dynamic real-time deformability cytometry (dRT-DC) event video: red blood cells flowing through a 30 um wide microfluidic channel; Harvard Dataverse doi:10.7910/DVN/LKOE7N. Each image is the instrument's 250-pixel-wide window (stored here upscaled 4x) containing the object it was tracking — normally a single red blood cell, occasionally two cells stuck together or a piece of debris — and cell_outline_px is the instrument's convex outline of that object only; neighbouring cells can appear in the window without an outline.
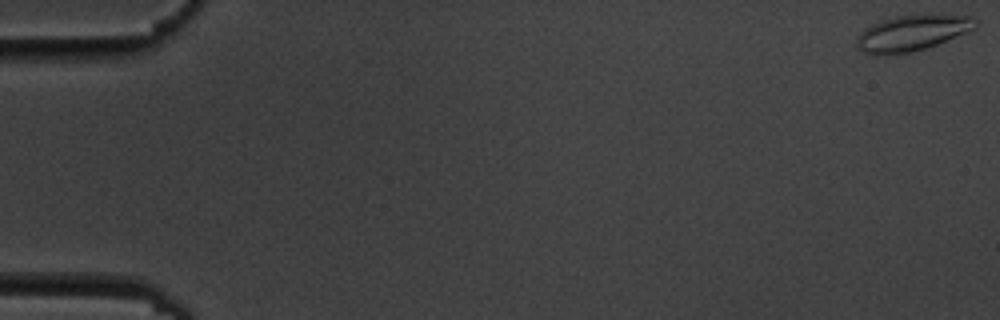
{"species": "common noctule bat (a hibernating species)", "species_latin": "Nyctalus noctula", "temperature_condition": "cold", "stored_images_in_passage": 57, "camera_frame_rate_fps": 3000, "um_per_image_px": 0.085, "animal": {"sex": "male", "body_mass_g": 19.5, "forearm_length_mm": 54.6}, "frame": {"image": 1, "passage_image": 1, "time_ms": 0.0, "image_size_px": [1000, 320], "cell_outline_px": [[980, 20], [976, 28], [936, 44], [912, 52], [884, 56], [872, 56], [864, 52], [856, 44], [856, 36], [864, 28], [880, 20], [896, 16], [920, 12], [932, 12], [972, 16]], "centroid_in_image_um": [77.54, 2.76], "position_along_channel_um": 7.5, "area_um2": 25.84}}
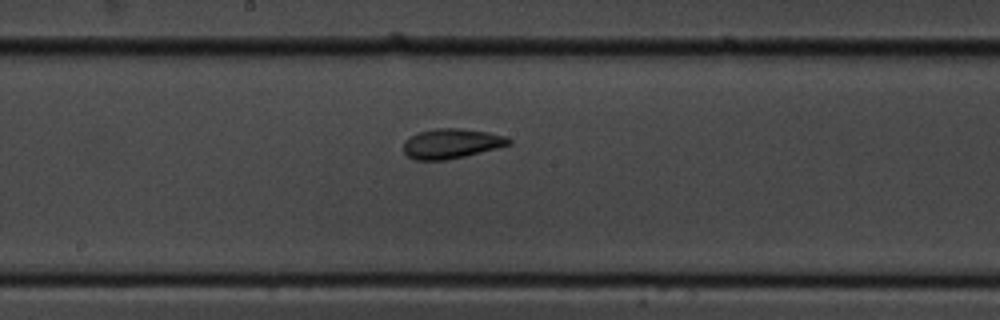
{"frame": {"image": 2, "passage_image": 31, "time_ms": 10.0, "image_size_px": [1000, 320], "cell_outline_px": [[512, 144], [448, 160], [416, 160], [408, 156], [404, 152], [404, 140], [420, 132], [436, 128], [460, 128], [488, 132], [508, 136], [512, 140]], "centroid_in_image_um": [38.4, 12.2], "position_along_channel_um": 209.8, "area_um2": 18.26}}
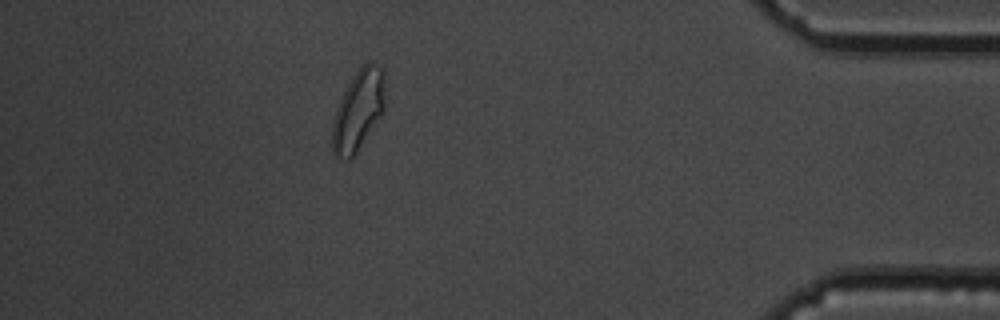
{"frame": {"image": 3, "passage_image": 51, "time_ms": 16.667, "image_size_px": [1000, 320], "cell_outline_px": [[384, 112], [356, 152], [348, 160], [344, 160], [336, 156], [332, 152], [332, 124], [336, 108], [352, 76], [368, 60], [380, 68], [384, 76]], "centroid_in_image_um": [30.44, 9.4], "position_along_channel_um": 404.8, "area_um2": 24.45}, "authors_computed_cell_mechanics": {"area_um2": 18.9006, "velocity_mm_per_s": 3.5585, "shape_relaxation_time_tau1_ms": 4.8913, "shape_relaxation_time_tau2_ms": 1.8381, "deformation_change_tau1": 0.142, "deformation_change_tau2": 0.0816}}